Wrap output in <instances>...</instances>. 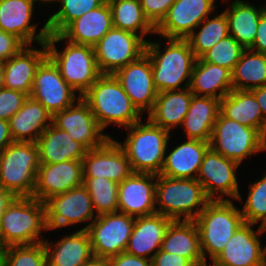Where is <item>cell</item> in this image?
Listing matches in <instances>:
<instances>
[{
  "label": "cell",
  "mask_w": 266,
  "mask_h": 266,
  "mask_svg": "<svg viewBox=\"0 0 266 266\" xmlns=\"http://www.w3.org/2000/svg\"><path fill=\"white\" fill-rule=\"evenodd\" d=\"M167 40L168 43L163 47L162 54L159 42H146L145 54L150 58L154 85L158 93L189 88L197 59L187 39L168 38ZM184 81L186 83L182 88L180 85Z\"/></svg>",
  "instance_id": "cell-1"
},
{
  "label": "cell",
  "mask_w": 266,
  "mask_h": 266,
  "mask_svg": "<svg viewBox=\"0 0 266 266\" xmlns=\"http://www.w3.org/2000/svg\"><path fill=\"white\" fill-rule=\"evenodd\" d=\"M81 98L103 130L111 123L126 128L141 121V113L114 74H102Z\"/></svg>",
  "instance_id": "cell-2"
},
{
  "label": "cell",
  "mask_w": 266,
  "mask_h": 266,
  "mask_svg": "<svg viewBox=\"0 0 266 266\" xmlns=\"http://www.w3.org/2000/svg\"><path fill=\"white\" fill-rule=\"evenodd\" d=\"M42 230H48L45 203L34 197H16L1 217L0 248L43 242L39 239Z\"/></svg>",
  "instance_id": "cell-3"
},
{
  "label": "cell",
  "mask_w": 266,
  "mask_h": 266,
  "mask_svg": "<svg viewBox=\"0 0 266 266\" xmlns=\"http://www.w3.org/2000/svg\"><path fill=\"white\" fill-rule=\"evenodd\" d=\"M231 200L209 201L194 220L198 227L201 251L207 264L206 254L212 262L224 250L234 232L244 224L241 210Z\"/></svg>",
  "instance_id": "cell-4"
},
{
  "label": "cell",
  "mask_w": 266,
  "mask_h": 266,
  "mask_svg": "<svg viewBox=\"0 0 266 266\" xmlns=\"http://www.w3.org/2000/svg\"><path fill=\"white\" fill-rule=\"evenodd\" d=\"M156 182V213L172 220H195L210 201L197 179L157 175Z\"/></svg>",
  "instance_id": "cell-5"
},
{
  "label": "cell",
  "mask_w": 266,
  "mask_h": 266,
  "mask_svg": "<svg viewBox=\"0 0 266 266\" xmlns=\"http://www.w3.org/2000/svg\"><path fill=\"white\" fill-rule=\"evenodd\" d=\"M127 139L119 145L125 151L133 172L160 174L168 146L170 132L152 124L134 123L126 127Z\"/></svg>",
  "instance_id": "cell-6"
},
{
  "label": "cell",
  "mask_w": 266,
  "mask_h": 266,
  "mask_svg": "<svg viewBox=\"0 0 266 266\" xmlns=\"http://www.w3.org/2000/svg\"><path fill=\"white\" fill-rule=\"evenodd\" d=\"M40 165L37 143L13 141L0 152V186L16 197H32Z\"/></svg>",
  "instance_id": "cell-7"
},
{
  "label": "cell",
  "mask_w": 266,
  "mask_h": 266,
  "mask_svg": "<svg viewBox=\"0 0 266 266\" xmlns=\"http://www.w3.org/2000/svg\"><path fill=\"white\" fill-rule=\"evenodd\" d=\"M46 46L47 56L57 66L63 79L75 91H79V97L102 75L93 46L68 41L61 52L56 49L55 43H46Z\"/></svg>",
  "instance_id": "cell-8"
},
{
  "label": "cell",
  "mask_w": 266,
  "mask_h": 266,
  "mask_svg": "<svg viewBox=\"0 0 266 266\" xmlns=\"http://www.w3.org/2000/svg\"><path fill=\"white\" fill-rule=\"evenodd\" d=\"M209 143L213 151L239 164L248 156L266 150V138L257 129L228 119L221 112Z\"/></svg>",
  "instance_id": "cell-9"
},
{
  "label": "cell",
  "mask_w": 266,
  "mask_h": 266,
  "mask_svg": "<svg viewBox=\"0 0 266 266\" xmlns=\"http://www.w3.org/2000/svg\"><path fill=\"white\" fill-rule=\"evenodd\" d=\"M135 223V217L115 212L102 214L83 227L87 230L93 256L108 260L125 252Z\"/></svg>",
  "instance_id": "cell-10"
},
{
  "label": "cell",
  "mask_w": 266,
  "mask_h": 266,
  "mask_svg": "<svg viewBox=\"0 0 266 266\" xmlns=\"http://www.w3.org/2000/svg\"><path fill=\"white\" fill-rule=\"evenodd\" d=\"M146 40L136 33L112 27L95 45L97 66L102 74L118 69L145 54Z\"/></svg>",
  "instance_id": "cell-11"
},
{
  "label": "cell",
  "mask_w": 266,
  "mask_h": 266,
  "mask_svg": "<svg viewBox=\"0 0 266 266\" xmlns=\"http://www.w3.org/2000/svg\"><path fill=\"white\" fill-rule=\"evenodd\" d=\"M239 166L236 161L224 157L211 148L207 150L196 179L210 201L230 200L224 199V195L237 201L242 200L235 172ZM216 191L219 192L218 196Z\"/></svg>",
  "instance_id": "cell-12"
},
{
  "label": "cell",
  "mask_w": 266,
  "mask_h": 266,
  "mask_svg": "<svg viewBox=\"0 0 266 266\" xmlns=\"http://www.w3.org/2000/svg\"><path fill=\"white\" fill-rule=\"evenodd\" d=\"M46 225L48 230L74 225L96 219L92 200L87 189L82 185L54 195L45 202ZM94 217V218H93Z\"/></svg>",
  "instance_id": "cell-13"
},
{
  "label": "cell",
  "mask_w": 266,
  "mask_h": 266,
  "mask_svg": "<svg viewBox=\"0 0 266 266\" xmlns=\"http://www.w3.org/2000/svg\"><path fill=\"white\" fill-rule=\"evenodd\" d=\"M75 92L47 56L37 68L30 97L40 102L53 116L80 98Z\"/></svg>",
  "instance_id": "cell-14"
},
{
  "label": "cell",
  "mask_w": 266,
  "mask_h": 266,
  "mask_svg": "<svg viewBox=\"0 0 266 266\" xmlns=\"http://www.w3.org/2000/svg\"><path fill=\"white\" fill-rule=\"evenodd\" d=\"M254 225L242 224L210 266H266V246L262 248L259 239L266 228L260 226L254 231Z\"/></svg>",
  "instance_id": "cell-15"
},
{
  "label": "cell",
  "mask_w": 266,
  "mask_h": 266,
  "mask_svg": "<svg viewBox=\"0 0 266 266\" xmlns=\"http://www.w3.org/2000/svg\"><path fill=\"white\" fill-rule=\"evenodd\" d=\"M52 123L65 130L73 140L82 143L88 150L102 146L109 138L96 121L89 105L80 97L68 108L53 115Z\"/></svg>",
  "instance_id": "cell-16"
},
{
  "label": "cell",
  "mask_w": 266,
  "mask_h": 266,
  "mask_svg": "<svg viewBox=\"0 0 266 266\" xmlns=\"http://www.w3.org/2000/svg\"><path fill=\"white\" fill-rule=\"evenodd\" d=\"M216 0H175L168 13L155 28L165 39H186L215 9Z\"/></svg>",
  "instance_id": "cell-17"
},
{
  "label": "cell",
  "mask_w": 266,
  "mask_h": 266,
  "mask_svg": "<svg viewBox=\"0 0 266 266\" xmlns=\"http://www.w3.org/2000/svg\"><path fill=\"white\" fill-rule=\"evenodd\" d=\"M83 178H107L117 183L133 171L118 141L109 138L102 146L90 149L82 158Z\"/></svg>",
  "instance_id": "cell-18"
},
{
  "label": "cell",
  "mask_w": 266,
  "mask_h": 266,
  "mask_svg": "<svg viewBox=\"0 0 266 266\" xmlns=\"http://www.w3.org/2000/svg\"><path fill=\"white\" fill-rule=\"evenodd\" d=\"M157 174L132 172L118 187V212L132 217L156 213Z\"/></svg>",
  "instance_id": "cell-19"
},
{
  "label": "cell",
  "mask_w": 266,
  "mask_h": 266,
  "mask_svg": "<svg viewBox=\"0 0 266 266\" xmlns=\"http://www.w3.org/2000/svg\"><path fill=\"white\" fill-rule=\"evenodd\" d=\"M132 104L142 114L152 110L158 91L155 88L150 58L143 54L114 73Z\"/></svg>",
  "instance_id": "cell-20"
},
{
  "label": "cell",
  "mask_w": 266,
  "mask_h": 266,
  "mask_svg": "<svg viewBox=\"0 0 266 266\" xmlns=\"http://www.w3.org/2000/svg\"><path fill=\"white\" fill-rule=\"evenodd\" d=\"M112 27L111 9L105 1L98 8L69 23L59 34H49L46 43L67 39L72 43L95 46Z\"/></svg>",
  "instance_id": "cell-21"
},
{
  "label": "cell",
  "mask_w": 266,
  "mask_h": 266,
  "mask_svg": "<svg viewBox=\"0 0 266 266\" xmlns=\"http://www.w3.org/2000/svg\"><path fill=\"white\" fill-rule=\"evenodd\" d=\"M82 185V160H67L56 164L41 163L32 197L45 202L54 195Z\"/></svg>",
  "instance_id": "cell-22"
},
{
  "label": "cell",
  "mask_w": 266,
  "mask_h": 266,
  "mask_svg": "<svg viewBox=\"0 0 266 266\" xmlns=\"http://www.w3.org/2000/svg\"><path fill=\"white\" fill-rule=\"evenodd\" d=\"M34 3L33 0H0V30L14 34L30 47L33 41L46 42L49 35L45 23L35 36L37 25H30Z\"/></svg>",
  "instance_id": "cell-23"
},
{
  "label": "cell",
  "mask_w": 266,
  "mask_h": 266,
  "mask_svg": "<svg viewBox=\"0 0 266 266\" xmlns=\"http://www.w3.org/2000/svg\"><path fill=\"white\" fill-rule=\"evenodd\" d=\"M171 221V218L158 213L135 218L125 252L151 260L161 249L165 232Z\"/></svg>",
  "instance_id": "cell-24"
},
{
  "label": "cell",
  "mask_w": 266,
  "mask_h": 266,
  "mask_svg": "<svg viewBox=\"0 0 266 266\" xmlns=\"http://www.w3.org/2000/svg\"><path fill=\"white\" fill-rule=\"evenodd\" d=\"M161 250L187 258L194 266H208L194 220H172L165 232Z\"/></svg>",
  "instance_id": "cell-25"
},
{
  "label": "cell",
  "mask_w": 266,
  "mask_h": 266,
  "mask_svg": "<svg viewBox=\"0 0 266 266\" xmlns=\"http://www.w3.org/2000/svg\"><path fill=\"white\" fill-rule=\"evenodd\" d=\"M43 50L26 45L19 53L5 61V88L31 94L38 66L47 57L46 42L41 43Z\"/></svg>",
  "instance_id": "cell-26"
},
{
  "label": "cell",
  "mask_w": 266,
  "mask_h": 266,
  "mask_svg": "<svg viewBox=\"0 0 266 266\" xmlns=\"http://www.w3.org/2000/svg\"><path fill=\"white\" fill-rule=\"evenodd\" d=\"M209 148V142L187 139L166 155L159 175L171 178L196 179L203 157Z\"/></svg>",
  "instance_id": "cell-27"
},
{
  "label": "cell",
  "mask_w": 266,
  "mask_h": 266,
  "mask_svg": "<svg viewBox=\"0 0 266 266\" xmlns=\"http://www.w3.org/2000/svg\"><path fill=\"white\" fill-rule=\"evenodd\" d=\"M53 116L30 96L23 106L8 120L13 141L37 142L40 135L52 124Z\"/></svg>",
  "instance_id": "cell-28"
},
{
  "label": "cell",
  "mask_w": 266,
  "mask_h": 266,
  "mask_svg": "<svg viewBox=\"0 0 266 266\" xmlns=\"http://www.w3.org/2000/svg\"><path fill=\"white\" fill-rule=\"evenodd\" d=\"M40 163L56 164L67 160H82L88 149L75 141L65 130L57 128L53 123L37 140Z\"/></svg>",
  "instance_id": "cell-29"
},
{
  "label": "cell",
  "mask_w": 266,
  "mask_h": 266,
  "mask_svg": "<svg viewBox=\"0 0 266 266\" xmlns=\"http://www.w3.org/2000/svg\"><path fill=\"white\" fill-rule=\"evenodd\" d=\"M47 254V266H80L94 256L90 236L87 230H78L57 241L56 245L44 240ZM52 249V250H51Z\"/></svg>",
  "instance_id": "cell-30"
},
{
  "label": "cell",
  "mask_w": 266,
  "mask_h": 266,
  "mask_svg": "<svg viewBox=\"0 0 266 266\" xmlns=\"http://www.w3.org/2000/svg\"><path fill=\"white\" fill-rule=\"evenodd\" d=\"M189 89L196 96L221 100L233 89L231 71L198 58L193 67Z\"/></svg>",
  "instance_id": "cell-31"
},
{
  "label": "cell",
  "mask_w": 266,
  "mask_h": 266,
  "mask_svg": "<svg viewBox=\"0 0 266 266\" xmlns=\"http://www.w3.org/2000/svg\"><path fill=\"white\" fill-rule=\"evenodd\" d=\"M193 95L189 88L158 93L147 119L170 132L182 125Z\"/></svg>",
  "instance_id": "cell-32"
},
{
  "label": "cell",
  "mask_w": 266,
  "mask_h": 266,
  "mask_svg": "<svg viewBox=\"0 0 266 266\" xmlns=\"http://www.w3.org/2000/svg\"><path fill=\"white\" fill-rule=\"evenodd\" d=\"M220 112L228 119L257 129L266 138L265 120L260 105L250 90L232 89L220 100Z\"/></svg>",
  "instance_id": "cell-33"
},
{
  "label": "cell",
  "mask_w": 266,
  "mask_h": 266,
  "mask_svg": "<svg viewBox=\"0 0 266 266\" xmlns=\"http://www.w3.org/2000/svg\"><path fill=\"white\" fill-rule=\"evenodd\" d=\"M220 112V100L193 95L183 123L187 139L210 142L213 126Z\"/></svg>",
  "instance_id": "cell-34"
},
{
  "label": "cell",
  "mask_w": 266,
  "mask_h": 266,
  "mask_svg": "<svg viewBox=\"0 0 266 266\" xmlns=\"http://www.w3.org/2000/svg\"><path fill=\"white\" fill-rule=\"evenodd\" d=\"M265 9L266 7L256 8L242 0H235L229 9L224 11L228 20L229 35L245 49L253 45L259 19Z\"/></svg>",
  "instance_id": "cell-35"
},
{
  "label": "cell",
  "mask_w": 266,
  "mask_h": 266,
  "mask_svg": "<svg viewBox=\"0 0 266 266\" xmlns=\"http://www.w3.org/2000/svg\"><path fill=\"white\" fill-rule=\"evenodd\" d=\"M231 74L235 90L266 86V54L245 49Z\"/></svg>",
  "instance_id": "cell-36"
},
{
  "label": "cell",
  "mask_w": 266,
  "mask_h": 266,
  "mask_svg": "<svg viewBox=\"0 0 266 266\" xmlns=\"http://www.w3.org/2000/svg\"><path fill=\"white\" fill-rule=\"evenodd\" d=\"M114 28L130 31L143 39L148 33L155 34V27L146 18L140 0H107ZM138 30L140 34H138Z\"/></svg>",
  "instance_id": "cell-37"
},
{
  "label": "cell",
  "mask_w": 266,
  "mask_h": 266,
  "mask_svg": "<svg viewBox=\"0 0 266 266\" xmlns=\"http://www.w3.org/2000/svg\"><path fill=\"white\" fill-rule=\"evenodd\" d=\"M198 27H201L198 32L194 30L186 38L197 59L229 35L228 20L225 12L211 18V20L207 17Z\"/></svg>",
  "instance_id": "cell-38"
},
{
  "label": "cell",
  "mask_w": 266,
  "mask_h": 266,
  "mask_svg": "<svg viewBox=\"0 0 266 266\" xmlns=\"http://www.w3.org/2000/svg\"><path fill=\"white\" fill-rule=\"evenodd\" d=\"M97 216L118 212L119 183L107 178H83Z\"/></svg>",
  "instance_id": "cell-39"
},
{
  "label": "cell",
  "mask_w": 266,
  "mask_h": 266,
  "mask_svg": "<svg viewBox=\"0 0 266 266\" xmlns=\"http://www.w3.org/2000/svg\"><path fill=\"white\" fill-rule=\"evenodd\" d=\"M106 0H60L61 9L46 22L49 34H59L69 23L101 6Z\"/></svg>",
  "instance_id": "cell-40"
},
{
  "label": "cell",
  "mask_w": 266,
  "mask_h": 266,
  "mask_svg": "<svg viewBox=\"0 0 266 266\" xmlns=\"http://www.w3.org/2000/svg\"><path fill=\"white\" fill-rule=\"evenodd\" d=\"M1 266H47L44 243L12 245L3 248Z\"/></svg>",
  "instance_id": "cell-41"
},
{
  "label": "cell",
  "mask_w": 266,
  "mask_h": 266,
  "mask_svg": "<svg viewBox=\"0 0 266 266\" xmlns=\"http://www.w3.org/2000/svg\"><path fill=\"white\" fill-rule=\"evenodd\" d=\"M244 222L266 228V174L249 186L248 198L241 211Z\"/></svg>",
  "instance_id": "cell-42"
},
{
  "label": "cell",
  "mask_w": 266,
  "mask_h": 266,
  "mask_svg": "<svg viewBox=\"0 0 266 266\" xmlns=\"http://www.w3.org/2000/svg\"><path fill=\"white\" fill-rule=\"evenodd\" d=\"M244 50L245 48L234 37L228 35L200 58L204 62L225 67L232 72Z\"/></svg>",
  "instance_id": "cell-43"
},
{
  "label": "cell",
  "mask_w": 266,
  "mask_h": 266,
  "mask_svg": "<svg viewBox=\"0 0 266 266\" xmlns=\"http://www.w3.org/2000/svg\"><path fill=\"white\" fill-rule=\"evenodd\" d=\"M28 95L18 91L3 88L0 90V119L8 121L22 106Z\"/></svg>",
  "instance_id": "cell-44"
},
{
  "label": "cell",
  "mask_w": 266,
  "mask_h": 266,
  "mask_svg": "<svg viewBox=\"0 0 266 266\" xmlns=\"http://www.w3.org/2000/svg\"><path fill=\"white\" fill-rule=\"evenodd\" d=\"M140 2L146 18L156 28L175 0H140Z\"/></svg>",
  "instance_id": "cell-45"
},
{
  "label": "cell",
  "mask_w": 266,
  "mask_h": 266,
  "mask_svg": "<svg viewBox=\"0 0 266 266\" xmlns=\"http://www.w3.org/2000/svg\"><path fill=\"white\" fill-rule=\"evenodd\" d=\"M25 46L26 44L14 34L0 30V60L7 61Z\"/></svg>",
  "instance_id": "cell-46"
},
{
  "label": "cell",
  "mask_w": 266,
  "mask_h": 266,
  "mask_svg": "<svg viewBox=\"0 0 266 266\" xmlns=\"http://www.w3.org/2000/svg\"><path fill=\"white\" fill-rule=\"evenodd\" d=\"M152 266H194L187 258L164 252L161 249L154 255Z\"/></svg>",
  "instance_id": "cell-47"
},
{
  "label": "cell",
  "mask_w": 266,
  "mask_h": 266,
  "mask_svg": "<svg viewBox=\"0 0 266 266\" xmlns=\"http://www.w3.org/2000/svg\"><path fill=\"white\" fill-rule=\"evenodd\" d=\"M107 264L108 266H152V260L123 252L110 257Z\"/></svg>",
  "instance_id": "cell-48"
},
{
  "label": "cell",
  "mask_w": 266,
  "mask_h": 266,
  "mask_svg": "<svg viewBox=\"0 0 266 266\" xmlns=\"http://www.w3.org/2000/svg\"><path fill=\"white\" fill-rule=\"evenodd\" d=\"M249 49L266 54V9L261 14L254 43Z\"/></svg>",
  "instance_id": "cell-49"
},
{
  "label": "cell",
  "mask_w": 266,
  "mask_h": 266,
  "mask_svg": "<svg viewBox=\"0 0 266 266\" xmlns=\"http://www.w3.org/2000/svg\"><path fill=\"white\" fill-rule=\"evenodd\" d=\"M13 142L9 131V122L0 119V152Z\"/></svg>",
  "instance_id": "cell-50"
},
{
  "label": "cell",
  "mask_w": 266,
  "mask_h": 266,
  "mask_svg": "<svg viewBox=\"0 0 266 266\" xmlns=\"http://www.w3.org/2000/svg\"><path fill=\"white\" fill-rule=\"evenodd\" d=\"M16 196L9 190L0 186V221L6 208L12 203Z\"/></svg>",
  "instance_id": "cell-51"
},
{
  "label": "cell",
  "mask_w": 266,
  "mask_h": 266,
  "mask_svg": "<svg viewBox=\"0 0 266 266\" xmlns=\"http://www.w3.org/2000/svg\"><path fill=\"white\" fill-rule=\"evenodd\" d=\"M250 91L254 94L257 102L260 105L263 118L265 120V129H266V86L257 87L251 89Z\"/></svg>",
  "instance_id": "cell-52"
},
{
  "label": "cell",
  "mask_w": 266,
  "mask_h": 266,
  "mask_svg": "<svg viewBox=\"0 0 266 266\" xmlns=\"http://www.w3.org/2000/svg\"><path fill=\"white\" fill-rule=\"evenodd\" d=\"M80 266H108V264L106 259L93 257L90 261Z\"/></svg>",
  "instance_id": "cell-53"
},
{
  "label": "cell",
  "mask_w": 266,
  "mask_h": 266,
  "mask_svg": "<svg viewBox=\"0 0 266 266\" xmlns=\"http://www.w3.org/2000/svg\"><path fill=\"white\" fill-rule=\"evenodd\" d=\"M4 74H5V61L0 60V90L5 88Z\"/></svg>",
  "instance_id": "cell-54"
},
{
  "label": "cell",
  "mask_w": 266,
  "mask_h": 266,
  "mask_svg": "<svg viewBox=\"0 0 266 266\" xmlns=\"http://www.w3.org/2000/svg\"><path fill=\"white\" fill-rule=\"evenodd\" d=\"M33 1L36 2L37 0H33ZM38 1H40L42 3H49V2H54V1L60 2V0H38Z\"/></svg>",
  "instance_id": "cell-55"
},
{
  "label": "cell",
  "mask_w": 266,
  "mask_h": 266,
  "mask_svg": "<svg viewBox=\"0 0 266 266\" xmlns=\"http://www.w3.org/2000/svg\"><path fill=\"white\" fill-rule=\"evenodd\" d=\"M1 260H2V248H0V266H1Z\"/></svg>",
  "instance_id": "cell-56"
}]
</instances>
